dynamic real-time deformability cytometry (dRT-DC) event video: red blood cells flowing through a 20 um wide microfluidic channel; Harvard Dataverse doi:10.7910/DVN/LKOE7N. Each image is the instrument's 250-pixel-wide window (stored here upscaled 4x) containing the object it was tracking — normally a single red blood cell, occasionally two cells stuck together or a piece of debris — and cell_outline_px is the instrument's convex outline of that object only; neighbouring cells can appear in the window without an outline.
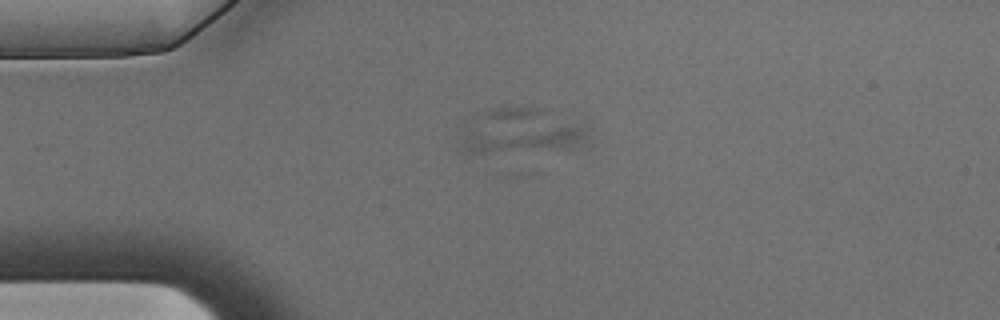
{"species": "Egyptian fruit bat (a non-hibernating species)", "species_latin": "Rousettus aegyptiacus", "temperature_condition": "warm", "stored_images_in_passage": 5, "camera_frame_rate_fps": 3000, "um_per_image_px": 0.085, "animal": {"sex": "male"}, "frame": {"image": 1, "passage_image": 1, "time_ms": 0.0, "image_size_px": [1000, 320], "cell_outline_px": [[592, 144], [580, 148], [488, 152], [460, 152], [456, 148], [456, 144], [460, 124], [484, 108], [540, 108], [588, 124]], "centroid_in_image_um": [44.26, 11.15], "position_along_channel_um": 40.7, "area_um2": 35.66}}